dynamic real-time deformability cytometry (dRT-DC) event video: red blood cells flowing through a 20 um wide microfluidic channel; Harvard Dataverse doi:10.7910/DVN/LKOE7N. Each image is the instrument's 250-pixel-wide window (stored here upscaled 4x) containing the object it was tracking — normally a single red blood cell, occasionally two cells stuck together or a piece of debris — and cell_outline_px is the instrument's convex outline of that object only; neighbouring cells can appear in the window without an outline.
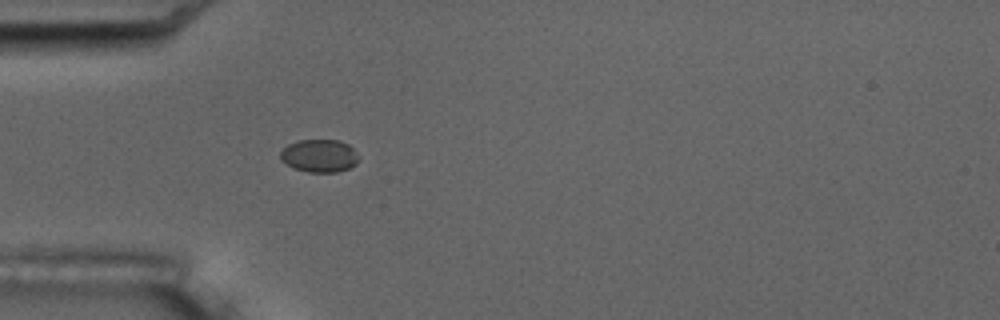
{"species": "common noctule bat (a hibernating species)", "species_latin": "Nyctalus noctula", "temperature_condition": "room temperature", "stored_images_in_passage": 6, "camera_frame_rate_fps": 3000, "um_per_image_px": 0.085, "animal": {"sex": "male", "body_mass_g": 17.5, "forearm_length_mm": 52.3}, "frame": {"image": 1, "passage_image": 6, "time_ms": 5.667, "image_size_px": [1000, 320], "cell_outline_px": [[360, 160], [356, 164], [348, 168], [336, 172], [308, 172], [296, 168], [280, 160], [280, 152], [288, 144], [300, 140], [340, 140], [348, 144], [360, 156]], "centroid_in_image_um": [27.18, 13.23], "position_along_channel_um": 57.8, "area_um2": 14.97}}